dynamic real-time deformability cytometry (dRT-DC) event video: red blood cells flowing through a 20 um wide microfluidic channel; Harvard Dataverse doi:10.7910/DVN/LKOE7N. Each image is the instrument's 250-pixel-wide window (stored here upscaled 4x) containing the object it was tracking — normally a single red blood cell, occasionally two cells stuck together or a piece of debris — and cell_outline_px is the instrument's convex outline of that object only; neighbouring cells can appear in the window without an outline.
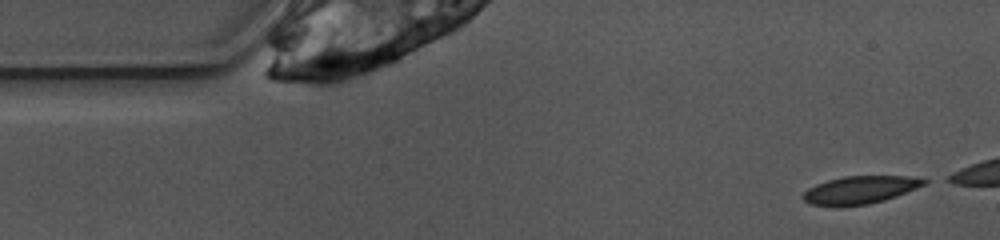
{"species": "common noctule bat (a hibernating species)", "species_latin": "Nyctalus noctula", "temperature_condition": "warm", "stored_images_in_passage": 10, "camera_frame_rate_fps": 3000, "um_per_image_px": 0.085, "animal": {"sex": "female", "body_mass_g": 10.0, "forearm_length_mm": 53.1}, "frame": {"image": 1, "passage_image": 1, "time_ms": 0.0, "image_size_px": [1000, 240], "cell_outline_px": [[928, 180], [924, 184], [916, 188], [896, 196], [884, 200], [868, 204], [812, 204], [804, 200], [800, 196], [808, 188], [816, 184], [828, 180], [844, 176], [908, 176]], "centroid_in_image_um": [73.11, 16.11], "position_along_channel_um": 11.9, "area_um2": 18.9}}